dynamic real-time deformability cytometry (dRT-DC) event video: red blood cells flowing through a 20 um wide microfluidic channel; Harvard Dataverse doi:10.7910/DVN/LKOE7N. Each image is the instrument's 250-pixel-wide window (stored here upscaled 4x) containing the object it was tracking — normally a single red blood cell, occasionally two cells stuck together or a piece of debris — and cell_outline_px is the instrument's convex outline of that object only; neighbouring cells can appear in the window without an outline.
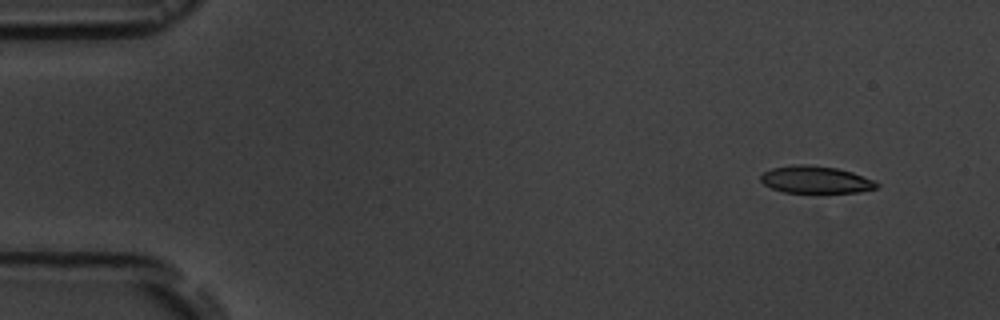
{"species": "common noctule bat (a hibernating species)", "species_latin": "Nyctalus noctula", "temperature_condition": "room temperature", "stored_images_in_passage": 9, "camera_frame_rate_fps": 3000, "um_per_image_px": 0.085, "animal": {"sex": "male", "body_mass_g": 19.5, "forearm_length_mm": 54.6}, "frame": {"image": 1, "passage_image": 1, "time_ms": 0.0, "image_size_px": [1000, 320], "cell_outline_px": [[880, 184], [876, 188], [860, 192], [784, 192], [772, 188], [764, 184], [760, 180], [760, 176], [764, 172], [772, 168], [792, 164], [808, 164], [836, 168], [852, 172], [872, 180]], "centroid_in_image_um": [69.3, 15.26], "position_along_channel_um": 15.7, "area_um2": 18.26}}
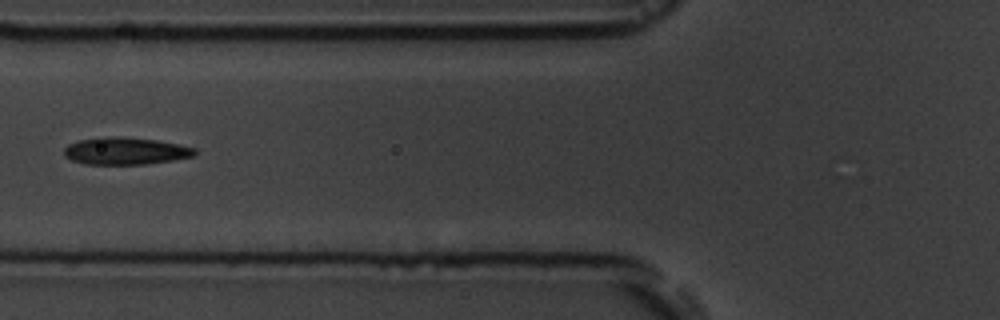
{"frame": {"image": 2, "passage_image": 6, "time_ms": 5.667, "image_size_px": [1000, 320], "cell_outline_px": [[196, 152], [192, 156], [172, 160], [144, 164], [84, 164], [72, 160], [64, 156], [64, 148], [68, 144], [80, 140], [100, 136], [120, 136], [156, 140], [196, 148]], "centroid_in_image_um": [10.61, 12.82], "position_along_channel_um": 115.2, "area_um2": 20.69}}
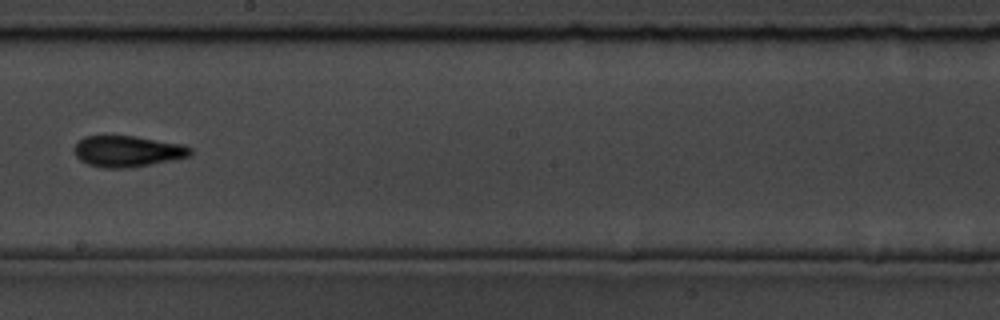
{"frame": {"image": 3, "passage_image": 9, "time_ms": 9.0, "image_size_px": [1000, 320], "cell_outline_px": [[192, 156], [172, 160], [124, 168], [104, 168], [88, 164], [80, 160], [76, 156], [72, 148], [84, 136], [136, 136], [184, 144], [192, 148]], "centroid_in_image_um": [10.85, 12.85], "position_along_channel_um": 237.3, "area_um2": 21.1}}